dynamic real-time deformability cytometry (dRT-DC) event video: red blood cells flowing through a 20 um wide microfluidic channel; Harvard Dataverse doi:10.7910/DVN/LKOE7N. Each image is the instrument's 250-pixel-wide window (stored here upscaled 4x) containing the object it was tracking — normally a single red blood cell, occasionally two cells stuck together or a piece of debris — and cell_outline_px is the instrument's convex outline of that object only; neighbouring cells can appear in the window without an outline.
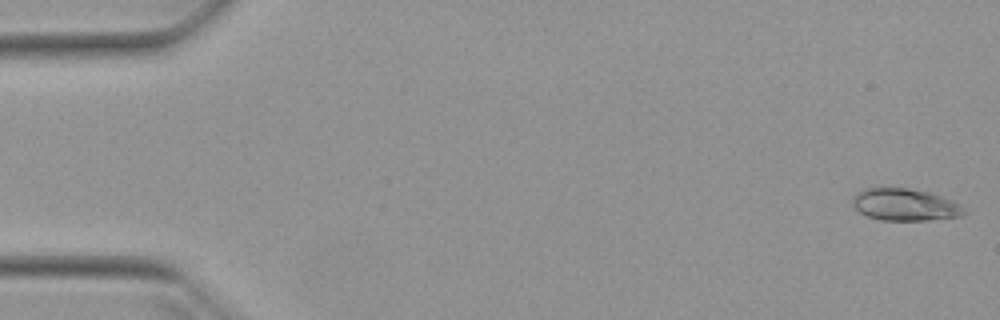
{"species": "Egyptian fruit bat (a non-hibernating species)", "species_latin": "Rousettus aegyptiacus", "temperature_condition": "warm", "stored_images_in_passage": 51, "camera_frame_rate_fps": 3000, "um_per_image_px": 0.085, "animal": {"sex": "female"}, "frame": {"image": 1, "passage_image": 1, "time_ms": 0.0, "image_size_px": [1000, 320], "cell_outline_px": [[968, 212], [960, 216], [928, 220], [880, 220], [868, 216], [860, 212], [852, 204], [852, 196], [856, 192], [868, 188], [908, 188], [928, 192], [940, 196], [960, 204]], "centroid_in_image_um": [76.91, 17.4], "position_along_channel_um": 8.1, "area_um2": 20.75}}
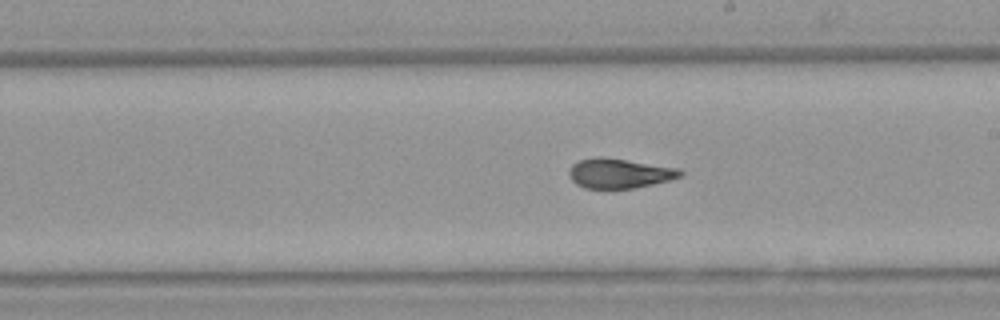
{"frame": {"image": 2, "passage_image": 29, "time_ms": 9.333, "image_size_px": [1000, 320], "cell_outline_px": [[684, 172], [680, 176], [668, 180], [652, 184], [632, 188], [584, 188], [576, 184], [572, 180], [568, 172], [572, 164], [580, 160], [600, 156], [604, 156], [680, 168]], "centroid_in_image_um": [52.64, 14.72], "position_along_channel_um": 236.4, "area_um2": 19.25}}
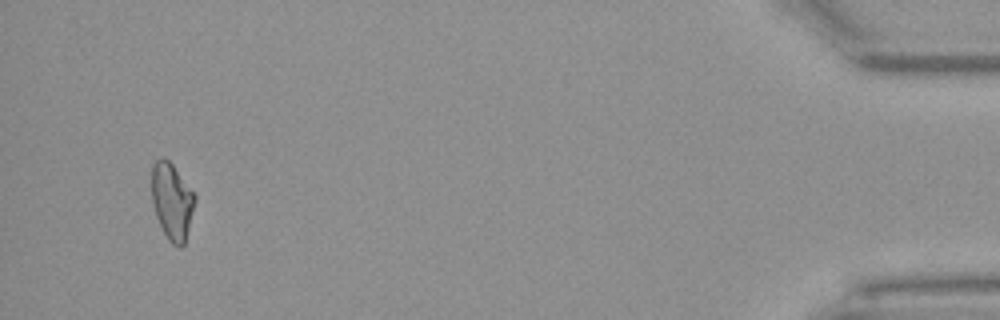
{"frame": {"image": 3, "passage_image": 49, "time_ms": 16.0, "image_size_px": [1000, 320], "cell_outline_px": [[196, 200], [184, 244], [180, 248], [172, 244], [168, 240], [156, 216], [152, 200], [152, 164], [156, 160], [164, 156], [172, 164], [196, 196]], "centroid_in_image_um": [14.61, 17.1], "position_along_channel_um": 420.6, "area_um2": 19.07}, "authors_computed_cell_mechanics": {"area_um2": 19.7098, "velocity_mm_per_s": 3.9679, "shape_relaxation_time_tau1_ms": 5.3564, "shape_relaxation_time_tau2_ms": 1.1586, "deformation_change_tau1": 0.2037, "deformation_change_tau2": 0.085}}